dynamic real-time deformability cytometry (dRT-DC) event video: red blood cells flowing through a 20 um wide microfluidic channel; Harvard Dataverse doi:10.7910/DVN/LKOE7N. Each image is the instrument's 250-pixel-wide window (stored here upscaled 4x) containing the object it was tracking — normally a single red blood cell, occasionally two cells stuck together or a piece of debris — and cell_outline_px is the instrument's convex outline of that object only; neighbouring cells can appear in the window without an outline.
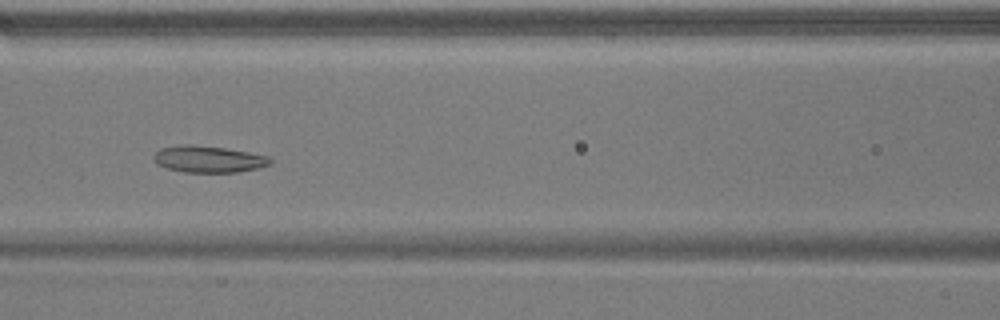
{"species": "common noctule bat (a hibernating species)", "species_latin": "Nyctalus noctula", "temperature_condition": "warm", "stored_images_in_passage": 53, "segment_of_instrument_passage": [1, 2], "camera_frame_rate_fps": 3000, "um_per_image_px": 0.085, "animal": {"sex": "male", "body_mass_g": 17.9}, "frame": {"image": 1, "passage_image": 22, "time_ms": 7.0, "image_size_px": [1000, 320], "cell_outline_px": [[272, 164], [260, 168], [236, 172], [184, 172], [168, 168], [156, 164], [152, 156], [160, 148], [184, 144], [188, 144], [224, 148], [248, 152], [268, 156], [272, 160]], "centroid_in_image_um": [17.73, 13.53], "position_along_channel_um": 148.9, "area_um2": 18.09}}
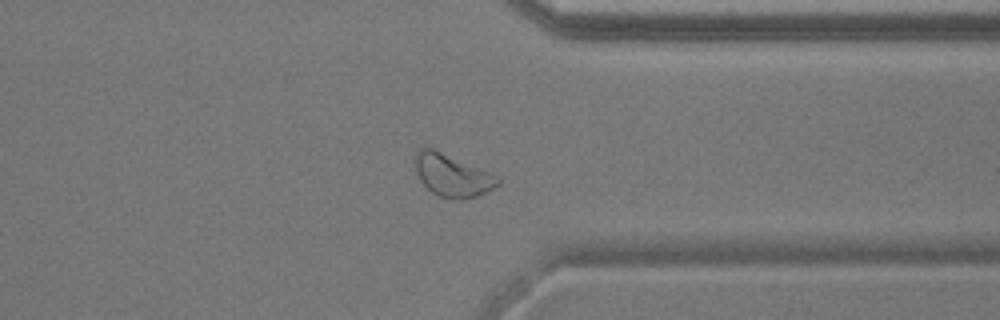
{"frame": {"image": 2, "passage_image": 40, "time_ms": 13.0, "image_size_px": [1000, 320], "cell_outline_px": [[500, 184], [488, 192], [476, 196], [460, 200], [452, 200], [440, 196], [432, 192], [420, 180], [416, 172], [412, 160], [416, 152], [420, 148], [432, 148], [500, 176]], "centroid_in_image_um": [38.44, 14.91], "position_along_channel_um": 373.0, "area_um2": 20.69}}
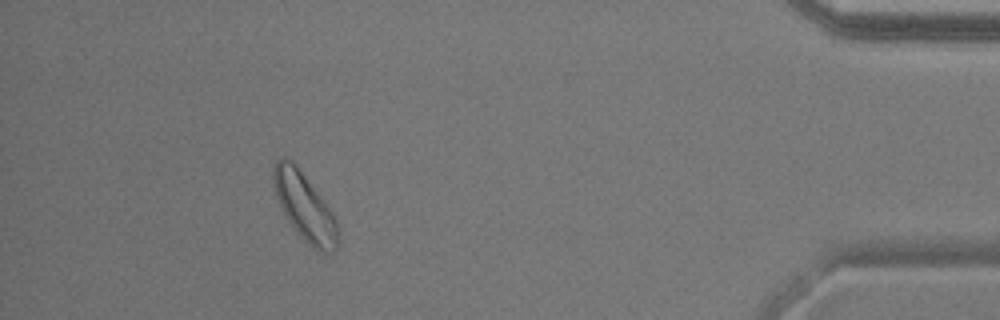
{"frame": {"image": 3, "passage_image": 47, "time_ms": 15.333, "image_size_px": [1000, 320], "cell_outline_px": [[336, 248], [332, 252], [320, 252], [312, 248], [296, 232], [284, 216], [280, 208], [276, 196], [272, 180], [272, 168], [276, 160], [280, 156], [284, 156], [292, 160], [296, 164], [324, 200], [332, 212], [336, 220]], "centroid_in_image_um": [25.82, 17.52], "position_along_channel_um": 409.4, "area_um2": 25.49}}